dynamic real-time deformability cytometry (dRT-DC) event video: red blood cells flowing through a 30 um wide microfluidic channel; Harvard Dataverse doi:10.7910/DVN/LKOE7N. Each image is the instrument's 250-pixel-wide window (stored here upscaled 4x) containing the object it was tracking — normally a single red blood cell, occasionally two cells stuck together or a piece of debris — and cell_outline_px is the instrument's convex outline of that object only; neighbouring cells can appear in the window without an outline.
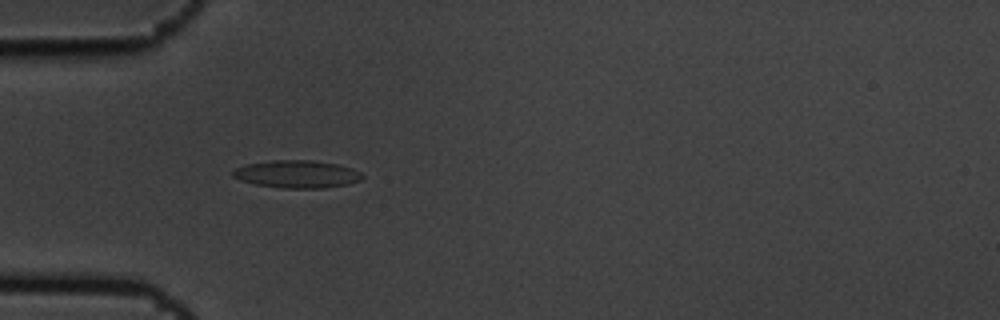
{"species": "common noctule bat (a hibernating species)", "species_latin": "Nyctalus noctula", "temperature_condition": "cold", "stored_images_in_passage": 5, "camera_frame_rate_fps": 3000, "um_per_image_px": 0.085, "animal": {"sex": "male", "body_mass_g": 19.5, "forearm_length_mm": 54.6}, "frame": {"image": 1, "passage_image": 4, "time_ms": 1.0, "image_size_px": [1000, 320], "cell_outline_px": [[364, 176], [360, 180], [348, 184], [324, 188], [284, 188], [256, 184], [240, 180], [232, 176], [232, 168], [248, 164], [272, 160], [312, 160], [336, 164], [352, 168], [360, 172]], "centroid_in_image_um": [25.23, 14.8], "position_along_channel_um": 59.8, "area_um2": 20.81}}
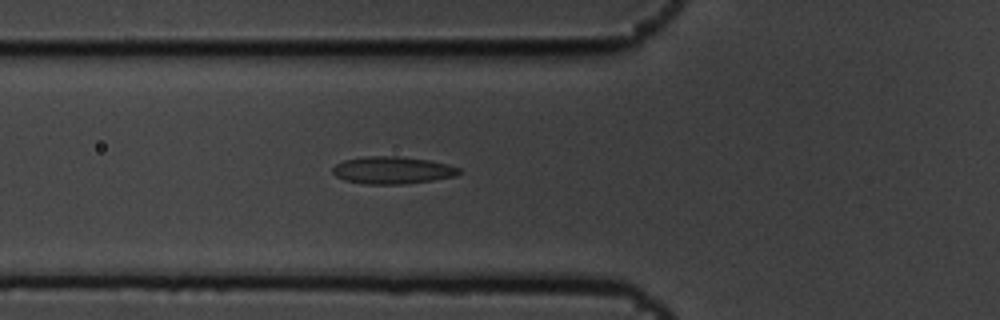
{"frame": {"image": 2, "passage_image": 5, "time_ms": 1.333, "image_size_px": [1000, 320], "cell_outline_px": [[460, 172], [456, 176], [432, 180], [404, 184], [364, 184], [344, 180], [336, 176], [332, 172], [332, 168], [336, 164], [344, 160], [368, 156], [396, 156], [428, 160], [448, 164], [460, 168]], "centroid_in_image_um": [33.34, 14.47], "position_along_channel_um": 92.5, "area_um2": 20.06}}